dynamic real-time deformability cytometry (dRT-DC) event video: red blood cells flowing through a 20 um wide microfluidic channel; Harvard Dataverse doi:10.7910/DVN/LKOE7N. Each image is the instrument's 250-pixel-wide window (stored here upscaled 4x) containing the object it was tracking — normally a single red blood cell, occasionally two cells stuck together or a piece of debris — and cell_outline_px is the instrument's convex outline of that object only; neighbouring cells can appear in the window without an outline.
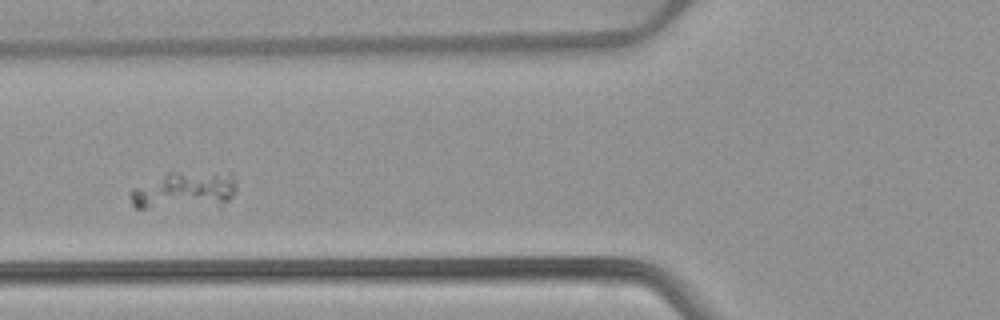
{"species": "common noctule bat (a hibernating species)", "species_latin": "Nyctalus noctula", "temperature_condition": "warm", "stored_images_in_passage": 47, "camera_frame_rate_fps": 3000, "um_per_image_px": 0.085, "animal": {"sex": "female", "body_mass_g": 22.7, "forearm_length_mm": 54.2}, "frame": {"image": 1, "passage_image": 13, "time_ms": 4.0, "image_size_px": [1000, 320], "cell_outline_px": [[236, 192], [220, 208], [136, 208], [132, 204], [128, 192], [132, 188], [168, 172], [232, 172], [236, 180]], "centroid_in_image_um": [15.73, 16.21], "position_along_channel_um": 110.1, "area_um2": 24.1}}
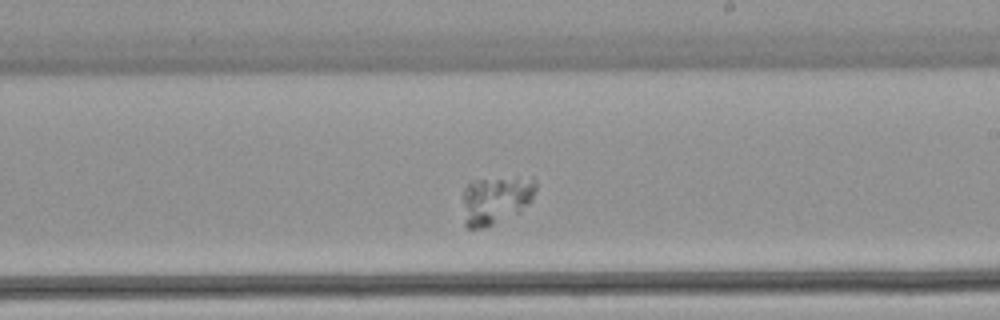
{"frame": {"image": 2, "passage_image": 24, "time_ms": 7.667, "image_size_px": [1000, 320], "cell_outline_px": [[536, 192], [532, 200], [528, 204], [516, 212], [484, 228], [468, 228], [464, 224], [460, 196], [464, 188], [472, 180], [516, 176], [532, 176], [536, 180]], "centroid_in_image_um": [42.1, 16.93], "position_along_channel_um": 246.9, "area_um2": 21.1}}
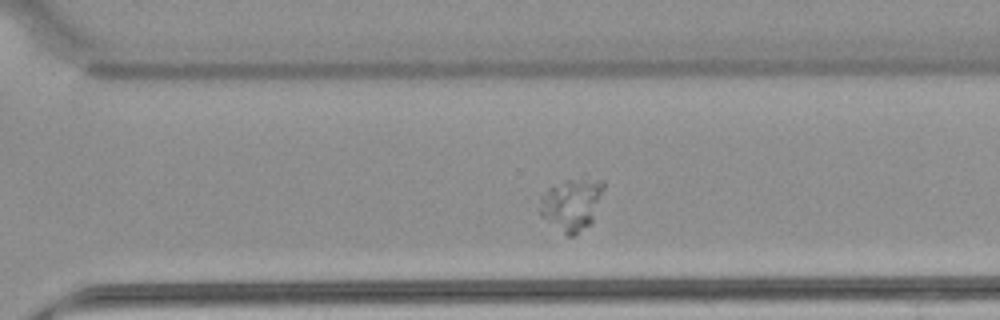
{"frame": {"image": 3, "passage_image": 30, "time_ms": 9.667, "image_size_px": [1000, 320], "cell_outline_px": [[604, 188], [592, 220], [588, 224], [572, 236], [568, 236], [540, 216], [540, 196], [548, 188], [564, 180], [584, 176], [604, 180]], "centroid_in_image_um": [48.58, 17.29], "position_along_channel_um": 322.0, "area_um2": 19.42}}